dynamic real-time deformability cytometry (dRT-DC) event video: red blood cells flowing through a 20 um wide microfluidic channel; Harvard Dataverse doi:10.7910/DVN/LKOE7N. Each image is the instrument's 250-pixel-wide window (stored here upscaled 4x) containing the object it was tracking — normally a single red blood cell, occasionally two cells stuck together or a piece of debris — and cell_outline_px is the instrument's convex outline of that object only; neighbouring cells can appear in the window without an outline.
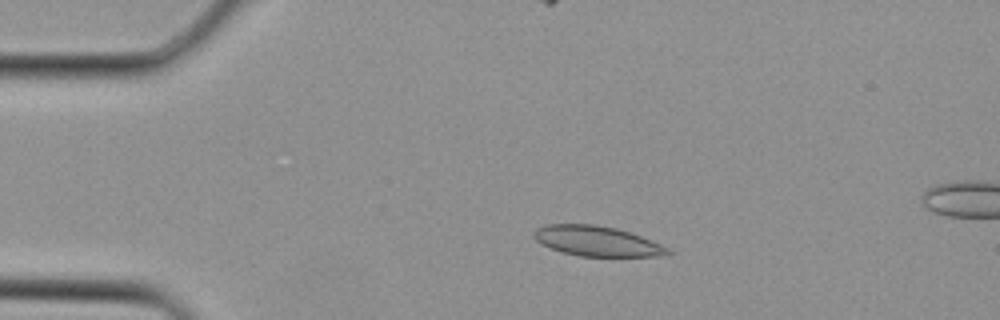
{"species": "Egyptian fruit bat (a non-hibernating species)", "species_latin": "Rousettus aegyptiacus", "temperature_condition": "cold", "stored_images_in_passage": 3, "camera_frame_rate_fps": 3000, "um_per_image_px": 0.085, "animal": {"sex": "female"}, "frame": {"image": 1, "passage_image": 1, "time_ms": 0.0, "image_size_px": [1000, 320], "cell_outline_px": [[672, 252], [668, 256], [580, 256], [560, 252], [540, 244], [532, 236], [532, 232], [536, 228], [544, 224], [596, 224], [616, 228], [640, 236], [660, 244], [668, 248]], "centroid_in_image_um": [50.68, 20.49], "position_along_channel_um": 34.3, "area_um2": 23.64}}